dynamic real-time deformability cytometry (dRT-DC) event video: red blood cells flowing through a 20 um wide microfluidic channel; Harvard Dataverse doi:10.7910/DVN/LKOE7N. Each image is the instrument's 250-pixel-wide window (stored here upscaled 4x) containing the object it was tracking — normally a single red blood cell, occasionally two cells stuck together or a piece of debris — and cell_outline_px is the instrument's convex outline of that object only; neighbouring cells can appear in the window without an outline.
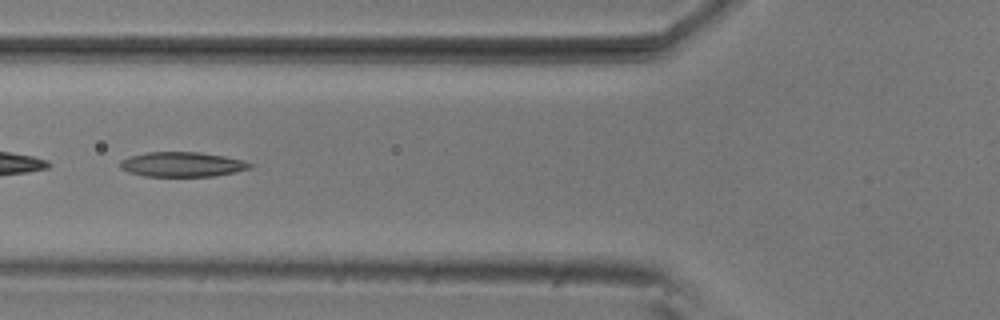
{"species": "common noctule bat (a hibernating species)", "species_latin": "Nyctalus noctula", "temperature_condition": "room temperature", "stored_images_in_passage": 6, "camera_frame_rate_fps": 3000, "um_per_image_px": 0.085, "animal": {"sex": "male", "body_mass_g": 20.5, "forearm_length_mm": 52.5}, "frame": {"image": 1, "passage_image": 6, "time_ms": 1.667, "image_size_px": [1000, 320], "cell_outline_px": [[252, 168], [236, 172], [212, 176], [144, 176], [128, 172], [120, 168], [120, 160], [128, 156], [148, 152], [200, 152], [224, 156], [244, 160], [252, 164]], "centroid_in_image_um": [15.48, 13.97], "position_along_channel_um": 110.3, "area_um2": 18.84}}